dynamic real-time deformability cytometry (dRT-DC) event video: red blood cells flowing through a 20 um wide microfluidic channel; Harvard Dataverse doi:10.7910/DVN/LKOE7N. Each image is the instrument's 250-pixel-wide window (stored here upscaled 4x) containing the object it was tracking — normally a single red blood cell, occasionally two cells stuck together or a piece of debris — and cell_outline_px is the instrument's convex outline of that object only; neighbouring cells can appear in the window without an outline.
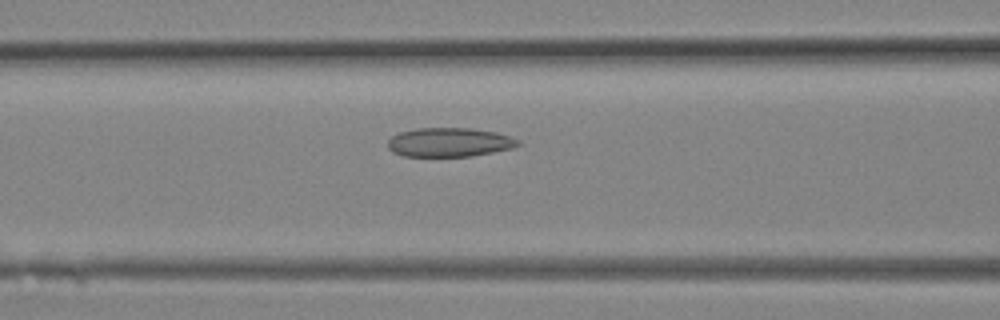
{"species": "Egyptian fruit bat (a non-hibernating species)", "species_latin": "Rousettus aegyptiacus", "temperature_condition": "room temperature", "stored_images_in_passage": 13, "camera_frame_rate_fps": 3000, "um_per_image_px": 0.085, "animal": {"sex": "female"}, "frame": {"image": 1, "passage_image": 11, "time_ms": 3.333, "image_size_px": [1000, 320], "cell_outline_px": [[524, 144], [512, 148], [472, 156], [400, 156], [392, 152], [388, 148], [388, 140], [392, 136], [400, 132], [416, 128], [468, 128], [496, 132], [520, 140]], "centroid_in_image_um": [38.2, 12.09], "position_along_channel_um": 128.4, "area_um2": 22.14}}
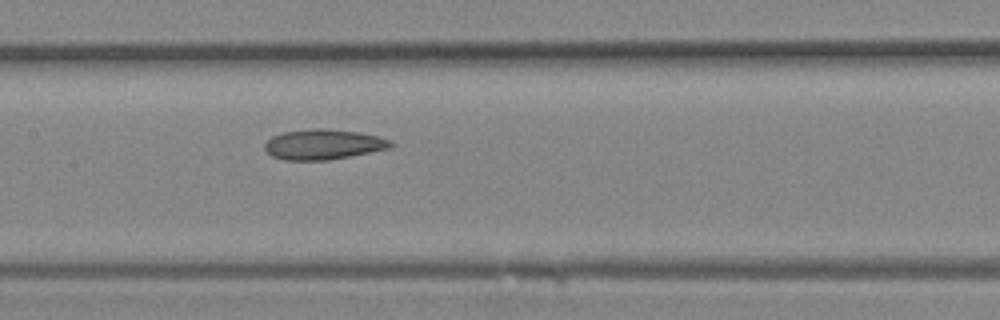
{"frame": {"image": 2, "passage_image": 13, "time_ms": 4.0, "image_size_px": [1000, 320], "cell_outline_px": [[396, 144], [392, 148], [328, 160], [284, 160], [272, 156], [264, 148], [264, 144], [272, 136], [284, 132], [316, 128], [324, 128], [360, 132], [392, 140]], "centroid_in_image_um": [27.52, 12.27], "position_along_channel_um": 179.9, "area_um2": 22.25}}